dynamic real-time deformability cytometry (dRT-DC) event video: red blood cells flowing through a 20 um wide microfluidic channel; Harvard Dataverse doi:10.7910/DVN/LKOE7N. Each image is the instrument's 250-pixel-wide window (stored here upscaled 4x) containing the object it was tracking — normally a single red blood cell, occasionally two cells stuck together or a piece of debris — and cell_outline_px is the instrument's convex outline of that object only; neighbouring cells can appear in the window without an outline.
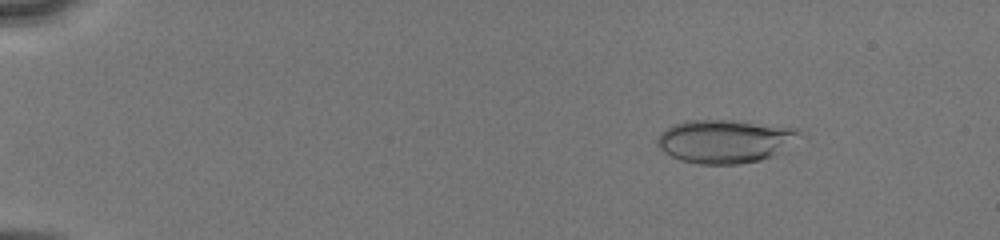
{"species": "human", "species_latin": "Homo sapiens", "temperature_condition": "cold", "stored_images_in_passage": 76, "camera_frame_rate_fps": 3000, "um_per_image_px": 0.085, "donor": {"sex": "male"}, "frame": {"image": 1, "passage_image": 6, "time_ms": 2.0, "image_size_px": [1000, 240], "cell_outline_px": [[800, 132], [772, 156], [760, 160], [740, 164], [696, 164], [680, 160], [664, 152], [656, 144], [656, 140], [660, 132], [672, 124], [684, 120], [732, 120], [800, 128]], "centroid_in_image_um": [61.5, 11.99], "position_along_channel_um": 23.5, "area_um2": 35.55}}
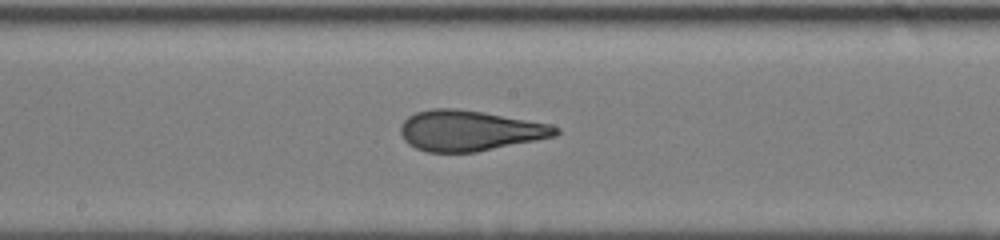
{"frame": {"image": 2, "passage_image": 39, "time_ms": 9.333, "image_size_px": [1000, 240], "cell_outline_px": [[560, 132], [556, 136], [476, 152], [428, 152], [416, 148], [408, 144], [404, 140], [400, 132], [400, 124], [408, 116], [416, 112], [432, 108], [456, 108], [484, 112], [552, 124], [560, 128]], "centroid_in_image_um": [39.91, 11.09], "position_along_channel_um": 208.3, "area_um2": 36.82}}
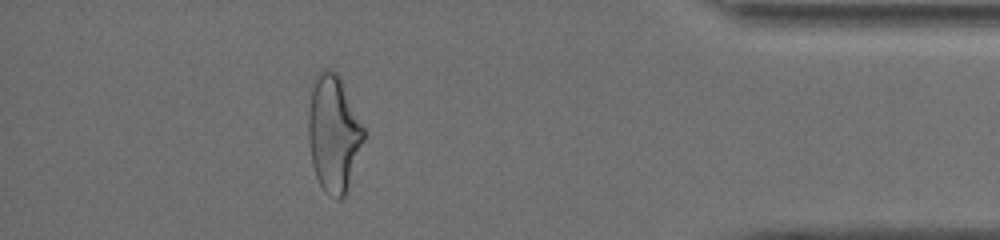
{"frame": {"image": 3, "passage_image": 70, "time_ms": 15.0, "image_size_px": [1000, 240], "cell_outline_px": [[364, 140], [344, 196], [340, 200], [336, 200], [320, 184], [316, 176], [312, 164], [308, 140], [308, 112], [312, 84], [316, 72], [324, 68], [336, 72], [340, 76], [364, 128]], "centroid_in_image_um": [28.33, 11.28], "position_along_channel_um": 406.9, "area_um2": 37.45}, "authors_computed_cell_mechanics": {"area_um2": 36.5874, "velocity_mm_per_s": 4.1101, "shape_relaxation_time_tau1_ms": 5.2427, "shape_relaxation_time_tau2_ms": 0.9454, "deformation_change_tau1": 0.1772, "deformation_change_tau2": 0.0833}}